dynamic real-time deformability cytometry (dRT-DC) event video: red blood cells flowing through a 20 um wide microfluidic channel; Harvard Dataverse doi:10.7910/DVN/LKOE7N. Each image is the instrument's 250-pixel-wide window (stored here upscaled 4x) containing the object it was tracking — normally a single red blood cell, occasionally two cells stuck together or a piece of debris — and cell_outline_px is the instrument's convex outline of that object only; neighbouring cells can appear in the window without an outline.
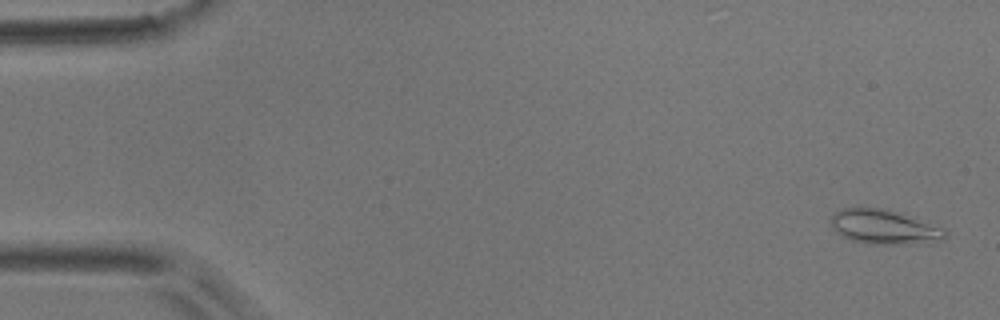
{"species": "common noctule bat (a hibernating species)", "species_latin": "Nyctalus noctula", "temperature_condition": "room temperature", "stored_images_in_passage": 54, "camera_frame_rate_fps": 3000, "um_per_image_px": 0.085, "animal": {"sex": "male", "body_mass_g": 17.9}, "frame": {"image": 1, "passage_image": 2, "time_ms": 0.333, "image_size_px": [1000, 320], "cell_outline_px": [[948, 236], [944, 240], [928, 244], [868, 244], [852, 240], [840, 236], [836, 232], [828, 220], [840, 208], [856, 204], [888, 208], [916, 216], [944, 228], [948, 232]], "centroid_in_image_um": [75.19, 19.24], "position_along_channel_um": 9.8, "area_um2": 24.62}}
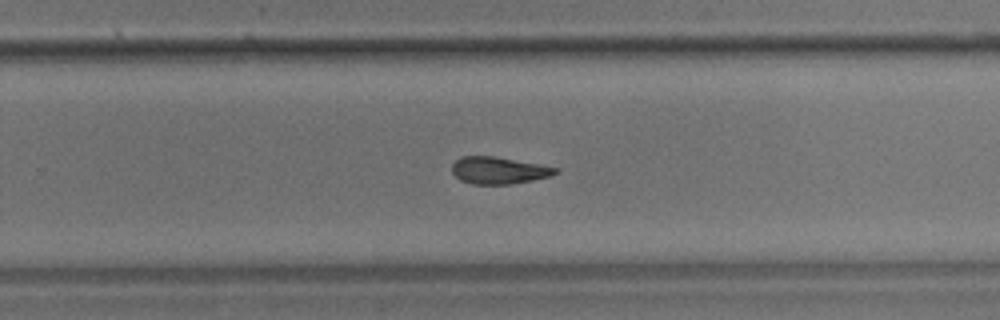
{"frame": {"image": 2, "passage_image": 35, "time_ms": 11.333, "image_size_px": [1000, 320], "cell_outline_px": [[556, 172], [552, 176], [512, 184], [472, 184], [460, 180], [452, 172], [452, 164], [460, 156], [492, 156], [540, 164], [556, 168]], "centroid_in_image_um": [42.35, 14.48], "position_along_channel_um": 287.4, "area_um2": 16.18}}
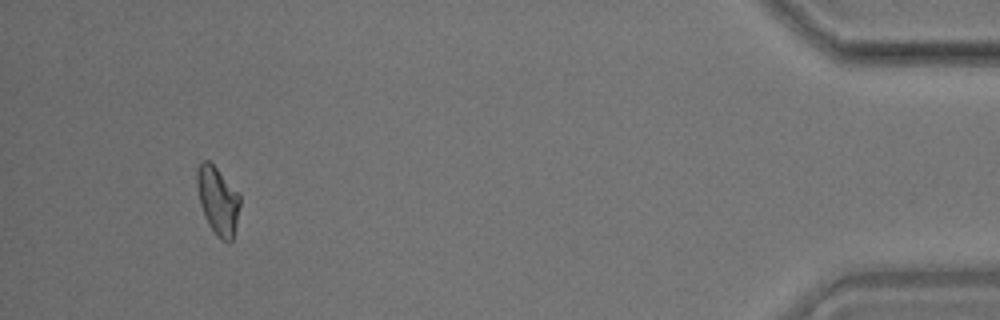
{"frame": {"image": 3, "passage_image": 51, "time_ms": 16.667, "image_size_px": [1000, 320], "cell_outline_px": [[240, 204], [236, 224], [232, 240], [228, 244], [220, 240], [216, 236], [208, 224], [204, 216], [200, 204], [196, 188], [196, 168], [200, 160], [208, 160], [240, 192]], "centroid_in_image_um": [18.5, 17.04], "position_along_channel_um": 416.7, "area_um2": 17.46}, "authors_computed_cell_mechanics": {"area_um2": 17.3978, "velocity_mm_per_s": 3.7014, "shape_relaxation_time_tau1_ms": 5.5313, "shape_relaxation_time_tau2_ms": 6.3062, "deformation_change_tau1": 0.1418, "deformation_change_tau2": 0.1075}}